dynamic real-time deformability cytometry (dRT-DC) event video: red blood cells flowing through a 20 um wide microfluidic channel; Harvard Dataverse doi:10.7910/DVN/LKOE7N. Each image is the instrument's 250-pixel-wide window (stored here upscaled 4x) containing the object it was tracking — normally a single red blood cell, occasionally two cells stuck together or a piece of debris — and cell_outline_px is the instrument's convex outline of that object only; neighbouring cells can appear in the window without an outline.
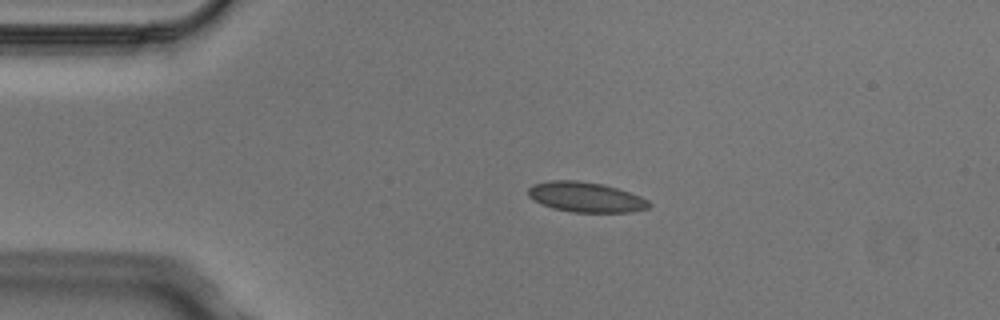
{"species": "Egyptian fruit bat (a non-hibernating species)", "species_latin": "Rousettus aegyptiacus", "temperature_condition": "cold", "stored_images_in_passage": 3, "camera_frame_rate_fps": 3000, "um_per_image_px": 0.085, "animal": {"sex": "male"}, "frame": {"image": 1, "passage_image": 2, "time_ms": 0.333, "image_size_px": [1000, 320], "cell_outline_px": [[652, 204], [648, 208], [632, 212], [572, 212], [552, 208], [528, 196], [528, 188], [532, 184], [548, 180], [576, 180], [604, 184], [640, 196], [648, 200]], "centroid_in_image_um": [49.79, 16.74], "position_along_channel_um": 35.2, "area_um2": 21.15}}